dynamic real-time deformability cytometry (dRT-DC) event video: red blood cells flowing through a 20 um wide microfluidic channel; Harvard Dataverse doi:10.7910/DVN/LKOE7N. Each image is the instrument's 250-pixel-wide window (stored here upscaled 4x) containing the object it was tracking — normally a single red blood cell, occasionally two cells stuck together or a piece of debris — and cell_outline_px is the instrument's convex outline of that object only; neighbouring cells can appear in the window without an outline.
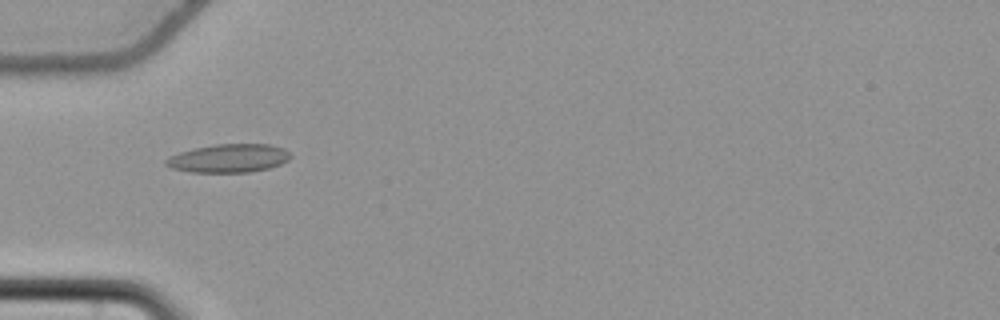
{"species": "common noctule bat (a hibernating species)", "species_latin": "Nyctalus noctula", "temperature_condition": "cold", "stored_images_in_passage": 56, "camera_frame_rate_fps": 3000, "um_per_image_px": 0.085, "animal": {"sex": "female", "body_mass_g": 22.7, "forearm_length_mm": 54.2}, "frame": {"image": 1, "passage_image": 19, "time_ms": 6.0, "image_size_px": [1000, 320], "cell_outline_px": [[292, 156], [288, 160], [280, 164], [268, 168], [248, 172], [188, 172], [172, 168], [164, 164], [164, 160], [168, 156], [192, 148], [216, 144], [268, 144], [284, 148]], "centroid_in_image_um": [19.4, 13.45], "position_along_channel_um": 65.6, "area_um2": 20.69}}
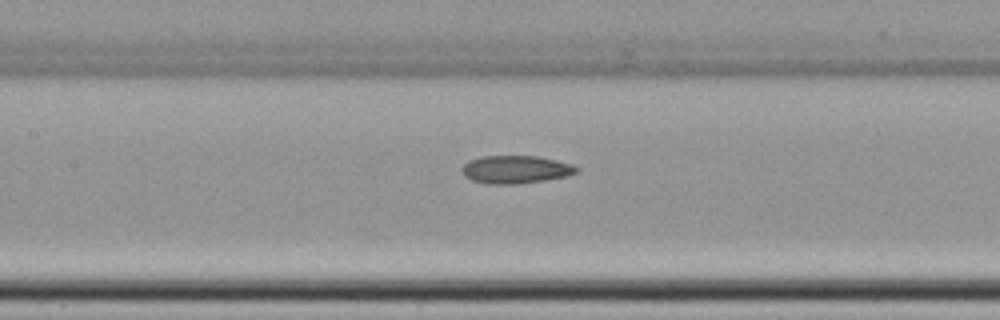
{"frame": {"image": 2, "passage_image": 27, "time_ms": 8.667, "image_size_px": [1000, 320], "cell_outline_px": [[580, 172], [568, 176], [544, 180], [516, 184], [488, 184], [472, 180], [464, 176], [460, 168], [468, 160], [480, 156], [536, 156], [556, 160], [572, 164], [580, 168]], "centroid_in_image_um": [43.83, 14.4], "position_along_channel_um": 163.6, "area_um2": 18.84}}
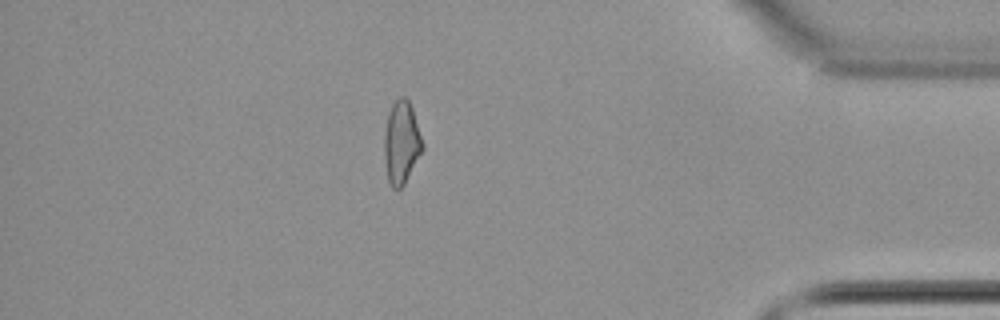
{"frame": {"image": 3, "passage_image": 49, "time_ms": 16.0, "image_size_px": [1000, 320], "cell_outline_px": [[424, 148], [404, 184], [400, 188], [392, 188], [388, 180], [384, 160], [384, 132], [388, 112], [392, 104], [400, 96], [404, 96], [408, 100], [412, 108], [424, 144]], "centroid_in_image_um": [34.11, 12.1], "position_along_channel_um": 401.1, "area_um2": 18.5}, "authors_computed_cell_mechanics": {"area_um2": 18.8717, "velocity_mm_per_s": 3.743, "shape_relaxation_time_tau1_ms": null, "shape_relaxation_time_tau2_ms": 6.7227, "deformation_change_tau1": null, "deformation_change_tau2": 0.1735}}